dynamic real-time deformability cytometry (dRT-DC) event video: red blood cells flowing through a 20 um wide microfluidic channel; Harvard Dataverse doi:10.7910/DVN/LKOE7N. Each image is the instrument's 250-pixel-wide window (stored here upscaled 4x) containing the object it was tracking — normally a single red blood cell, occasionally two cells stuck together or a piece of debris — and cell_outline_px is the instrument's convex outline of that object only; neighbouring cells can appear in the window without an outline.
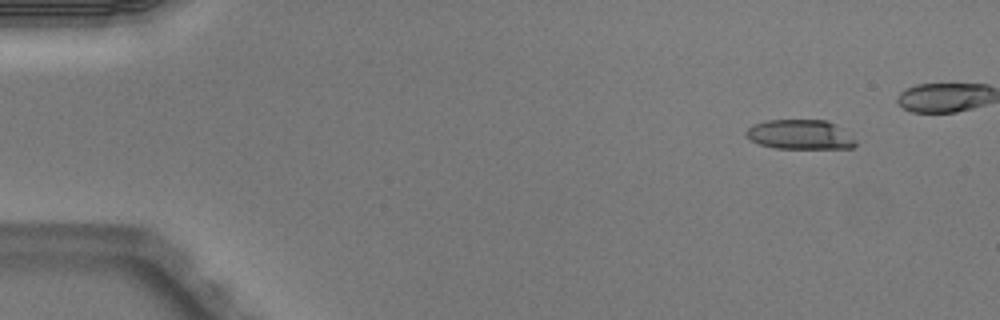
{"species": "Egyptian fruit bat (a non-hibernating species)", "species_latin": "Rousettus aegyptiacus", "temperature_condition": "warm", "stored_images_in_passage": 7, "camera_frame_rate_fps": 3000, "um_per_image_px": 0.085, "animal": {"sex": "male"}, "frame": {"image": 1, "passage_image": 1, "time_ms": 0.0, "image_size_px": [1000, 320], "cell_outline_px": [[856, 144], [852, 148], [776, 148], [760, 144], [752, 140], [744, 132], [748, 128], [756, 124], [768, 120], [828, 120], [836, 124], [856, 140]], "centroid_in_image_um": [68.04, 11.43], "position_along_channel_um": 17.0, "area_um2": 18.67}}
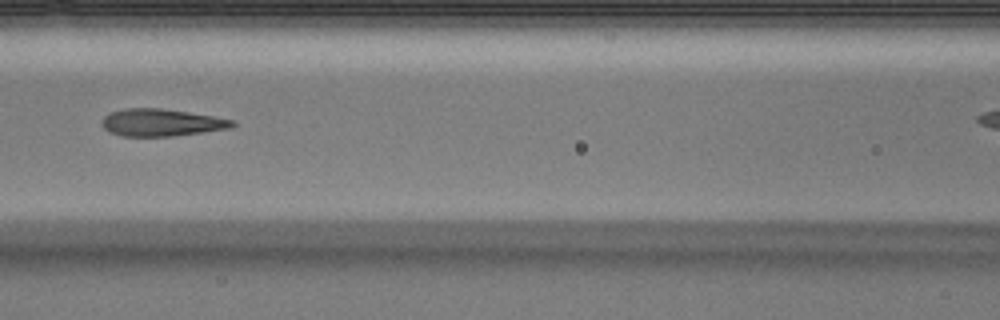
{"frame": {"image": 2, "passage_image": 6, "time_ms": 1.667, "image_size_px": [1000, 320], "cell_outline_px": [[236, 124], [232, 128], [172, 136], [120, 136], [108, 132], [100, 124], [104, 116], [112, 112], [124, 108], [160, 108], [188, 112], [212, 116], [232, 120]], "centroid_in_image_um": [13.67, 10.42], "position_along_channel_um": 152.9, "area_um2": 20.69}}